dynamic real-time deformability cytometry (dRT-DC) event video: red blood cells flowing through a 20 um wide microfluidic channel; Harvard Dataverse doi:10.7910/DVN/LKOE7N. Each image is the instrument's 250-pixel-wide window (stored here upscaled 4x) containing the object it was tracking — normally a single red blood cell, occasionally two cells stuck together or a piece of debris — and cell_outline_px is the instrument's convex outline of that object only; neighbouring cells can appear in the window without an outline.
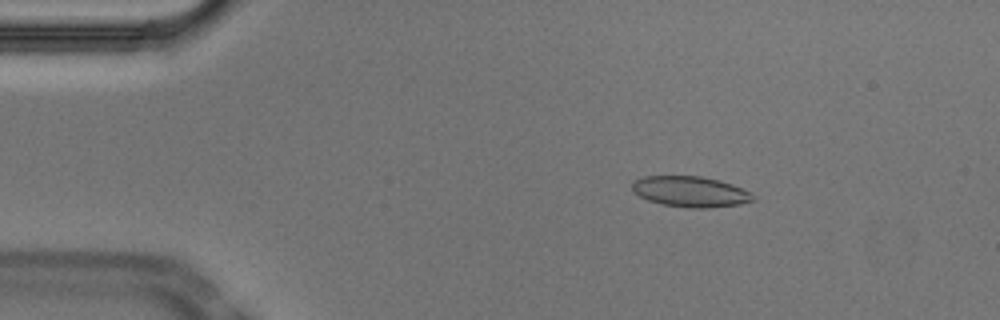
{"species": "Egyptian fruit bat (a non-hibernating species)", "species_latin": "Rousettus aegyptiacus", "temperature_condition": "cold", "stored_images_in_passage": 54, "camera_frame_rate_fps": 3000, "um_per_image_px": 0.085, "animal": {"sex": "male"}, "frame": {"image": 1, "passage_image": 9, "time_ms": 2.667, "image_size_px": [1000, 320], "cell_outline_px": [[756, 200], [740, 204], [708, 208], [688, 208], [664, 204], [648, 200], [632, 192], [632, 180], [644, 176], [700, 176], [720, 180], [732, 184], [752, 192]], "centroid_in_image_um": [58.69, 16.28], "position_along_channel_um": 26.3, "area_um2": 21.79}}
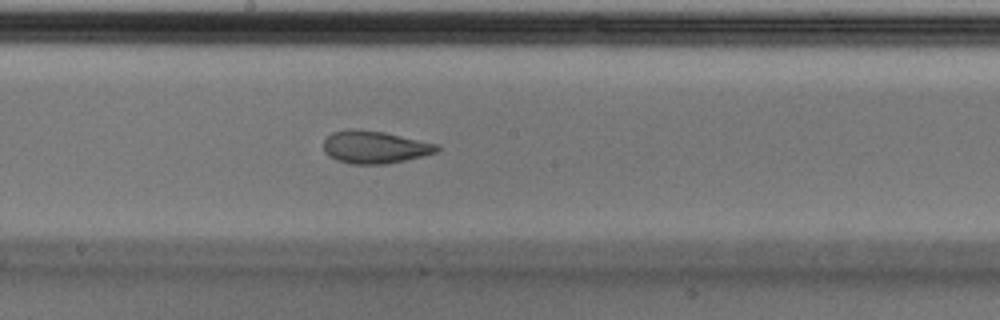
{"frame": {"image": 2, "passage_image": 29, "time_ms": 9.333, "image_size_px": [1000, 320], "cell_outline_px": [[440, 148], [436, 152], [404, 160], [384, 164], [352, 164], [336, 160], [328, 156], [324, 152], [324, 140], [332, 132], [352, 128], [360, 128], [384, 132], [440, 144]], "centroid_in_image_um": [31.83, 12.49], "position_along_channel_um": 216.4, "area_um2": 21.62}}
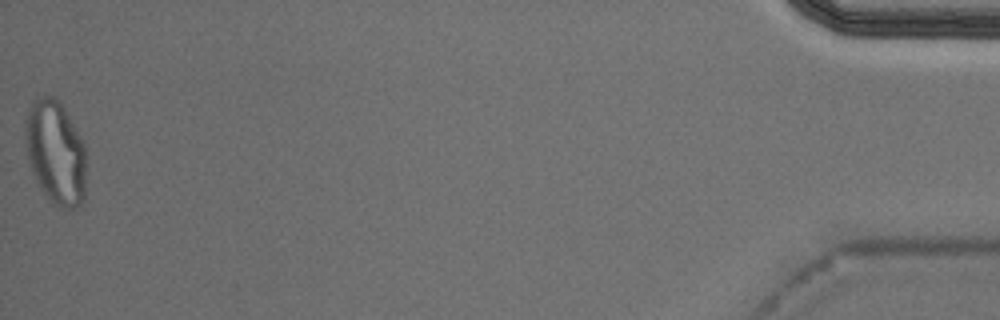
{"frame": {"image": 3, "passage_image": 54, "time_ms": 17.667, "image_size_px": [1000, 320], "cell_outline_px": [[84, 200], [80, 204], [72, 208], [60, 208], [52, 204], [48, 200], [40, 188], [32, 172], [28, 156], [24, 136], [24, 128], [28, 112], [32, 100], [36, 96], [52, 96], [64, 108], [80, 136], [84, 144]], "centroid_in_image_um": [4.69, 12.96], "position_along_channel_um": 430.5, "area_um2": 36.65}, "authors_computed_cell_mechanics": {"area_um2": 21.8484, "velocity_mm_per_s": 3.7184, "shape_relaxation_time_tau1_ms": 6.4407, "shape_relaxation_time_tau2_ms": 2.0061, "deformation_change_tau1": 0.1669, "deformation_change_tau2": 0.0677}}